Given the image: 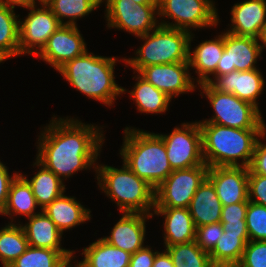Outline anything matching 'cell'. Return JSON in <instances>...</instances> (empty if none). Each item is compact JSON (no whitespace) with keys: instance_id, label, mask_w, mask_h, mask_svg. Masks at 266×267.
I'll return each mask as SVG.
<instances>
[{"instance_id":"6da1fadb","label":"cell","mask_w":266,"mask_h":267,"mask_svg":"<svg viewBox=\"0 0 266 267\" xmlns=\"http://www.w3.org/2000/svg\"><path fill=\"white\" fill-rule=\"evenodd\" d=\"M44 128L38 136L36 155L44 167L63 181L77 171L96 168L104 142L102 127L54 116Z\"/></svg>"},{"instance_id":"7a4b0ae2","label":"cell","mask_w":266,"mask_h":267,"mask_svg":"<svg viewBox=\"0 0 266 267\" xmlns=\"http://www.w3.org/2000/svg\"><path fill=\"white\" fill-rule=\"evenodd\" d=\"M198 124L202 135L203 158L208 167L249 168L258 137L265 138L266 135V129H239L215 123Z\"/></svg>"},{"instance_id":"3957f363","label":"cell","mask_w":266,"mask_h":267,"mask_svg":"<svg viewBox=\"0 0 266 267\" xmlns=\"http://www.w3.org/2000/svg\"><path fill=\"white\" fill-rule=\"evenodd\" d=\"M117 58L88 53L67 61L57 71L70 85L88 98L112 106L117 96L127 90L115 81L114 68Z\"/></svg>"},{"instance_id":"277c9868","label":"cell","mask_w":266,"mask_h":267,"mask_svg":"<svg viewBox=\"0 0 266 267\" xmlns=\"http://www.w3.org/2000/svg\"><path fill=\"white\" fill-rule=\"evenodd\" d=\"M120 155L123 162L140 178L156 189L173 171L163 138L158 134L124 129Z\"/></svg>"},{"instance_id":"5b68a950","label":"cell","mask_w":266,"mask_h":267,"mask_svg":"<svg viewBox=\"0 0 266 267\" xmlns=\"http://www.w3.org/2000/svg\"><path fill=\"white\" fill-rule=\"evenodd\" d=\"M95 171L100 189L115 201L121 213L152 215L155 189L138 177L124 162L120 169L97 164Z\"/></svg>"},{"instance_id":"8992f818","label":"cell","mask_w":266,"mask_h":267,"mask_svg":"<svg viewBox=\"0 0 266 267\" xmlns=\"http://www.w3.org/2000/svg\"><path fill=\"white\" fill-rule=\"evenodd\" d=\"M151 32L139 36L145 42L136 50L137 56L122 59L126 66L138 73L143 67L151 65L189 62V40L192 32L161 25Z\"/></svg>"},{"instance_id":"52a82bcc","label":"cell","mask_w":266,"mask_h":267,"mask_svg":"<svg viewBox=\"0 0 266 267\" xmlns=\"http://www.w3.org/2000/svg\"><path fill=\"white\" fill-rule=\"evenodd\" d=\"M214 110L213 117L198 123H215L239 129H266L261 111L234 94L222 93L209 83L198 84Z\"/></svg>"},{"instance_id":"ba28073f","label":"cell","mask_w":266,"mask_h":267,"mask_svg":"<svg viewBox=\"0 0 266 267\" xmlns=\"http://www.w3.org/2000/svg\"><path fill=\"white\" fill-rule=\"evenodd\" d=\"M158 17L174 20H161L160 25L191 32V28L214 27L219 16L213 0H157Z\"/></svg>"},{"instance_id":"9c48e42d","label":"cell","mask_w":266,"mask_h":267,"mask_svg":"<svg viewBox=\"0 0 266 267\" xmlns=\"http://www.w3.org/2000/svg\"><path fill=\"white\" fill-rule=\"evenodd\" d=\"M206 164L173 170L155 189L154 208H189L199 186L207 178Z\"/></svg>"},{"instance_id":"30bf717a","label":"cell","mask_w":266,"mask_h":267,"mask_svg":"<svg viewBox=\"0 0 266 267\" xmlns=\"http://www.w3.org/2000/svg\"><path fill=\"white\" fill-rule=\"evenodd\" d=\"M104 1L109 28L121 29L139 37L160 25L155 17H158V4H138L133 0H102V3Z\"/></svg>"},{"instance_id":"8fae6325","label":"cell","mask_w":266,"mask_h":267,"mask_svg":"<svg viewBox=\"0 0 266 267\" xmlns=\"http://www.w3.org/2000/svg\"><path fill=\"white\" fill-rule=\"evenodd\" d=\"M164 141L172 170L188 169L205 164L202 135L198 122L183 123L169 134H159Z\"/></svg>"},{"instance_id":"7c38bea8","label":"cell","mask_w":266,"mask_h":267,"mask_svg":"<svg viewBox=\"0 0 266 267\" xmlns=\"http://www.w3.org/2000/svg\"><path fill=\"white\" fill-rule=\"evenodd\" d=\"M40 8L37 4L32 5L24 21L19 19V56L30 54L37 56L45 47L48 38L61 25L57 17L50 8L40 2Z\"/></svg>"},{"instance_id":"4fadbf2b","label":"cell","mask_w":266,"mask_h":267,"mask_svg":"<svg viewBox=\"0 0 266 267\" xmlns=\"http://www.w3.org/2000/svg\"><path fill=\"white\" fill-rule=\"evenodd\" d=\"M262 47L258 38L237 36L224 32V51L217 64V76L231 73L232 71H249L256 68L257 59L261 57Z\"/></svg>"},{"instance_id":"5bb4252c","label":"cell","mask_w":266,"mask_h":267,"mask_svg":"<svg viewBox=\"0 0 266 267\" xmlns=\"http://www.w3.org/2000/svg\"><path fill=\"white\" fill-rule=\"evenodd\" d=\"M189 69V62H176L143 67L137 74L172 99L196 89Z\"/></svg>"},{"instance_id":"9a60e30c","label":"cell","mask_w":266,"mask_h":267,"mask_svg":"<svg viewBox=\"0 0 266 267\" xmlns=\"http://www.w3.org/2000/svg\"><path fill=\"white\" fill-rule=\"evenodd\" d=\"M86 48L77 25H60L37 56L58 70L67 61L83 55Z\"/></svg>"},{"instance_id":"2e32d148","label":"cell","mask_w":266,"mask_h":267,"mask_svg":"<svg viewBox=\"0 0 266 267\" xmlns=\"http://www.w3.org/2000/svg\"><path fill=\"white\" fill-rule=\"evenodd\" d=\"M207 179L213 184L223 206L248 200V168L209 167Z\"/></svg>"},{"instance_id":"e0dca14e","label":"cell","mask_w":266,"mask_h":267,"mask_svg":"<svg viewBox=\"0 0 266 267\" xmlns=\"http://www.w3.org/2000/svg\"><path fill=\"white\" fill-rule=\"evenodd\" d=\"M210 85L222 92L230 93L239 99L247 101L258 109L257 99L264 89L265 81L259 69L249 71H232L210 80Z\"/></svg>"},{"instance_id":"ac0fdd59","label":"cell","mask_w":266,"mask_h":267,"mask_svg":"<svg viewBox=\"0 0 266 267\" xmlns=\"http://www.w3.org/2000/svg\"><path fill=\"white\" fill-rule=\"evenodd\" d=\"M153 215L143 213H122V217L112 228L110 236L103 237L108 244L130 254L144 248L146 218Z\"/></svg>"},{"instance_id":"d6986e66","label":"cell","mask_w":266,"mask_h":267,"mask_svg":"<svg viewBox=\"0 0 266 267\" xmlns=\"http://www.w3.org/2000/svg\"><path fill=\"white\" fill-rule=\"evenodd\" d=\"M231 29L227 32L245 37L260 38L266 24V0H244L231 10Z\"/></svg>"},{"instance_id":"ffe728a7","label":"cell","mask_w":266,"mask_h":267,"mask_svg":"<svg viewBox=\"0 0 266 267\" xmlns=\"http://www.w3.org/2000/svg\"><path fill=\"white\" fill-rule=\"evenodd\" d=\"M155 215L164 217L165 248L195 241L196 227L189 208H154Z\"/></svg>"},{"instance_id":"44dd1931","label":"cell","mask_w":266,"mask_h":267,"mask_svg":"<svg viewBox=\"0 0 266 267\" xmlns=\"http://www.w3.org/2000/svg\"><path fill=\"white\" fill-rule=\"evenodd\" d=\"M191 33L189 40V67H193L197 77L196 85L201 83H209L212 79V75L216 71L217 64L224 51V33L216 36L212 40L202 41L196 48L191 52V41L194 38Z\"/></svg>"},{"instance_id":"7402d4cb","label":"cell","mask_w":266,"mask_h":267,"mask_svg":"<svg viewBox=\"0 0 266 267\" xmlns=\"http://www.w3.org/2000/svg\"><path fill=\"white\" fill-rule=\"evenodd\" d=\"M28 221L29 223L21 224V226L24 229L29 246L57 250L64 257L75 253L73 250L61 247L63 234L44 212L41 211L33 215Z\"/></svg>"},{"instance_id":"603a6c76","label":"cell","mask_w":266,"mask_h":267,"mask_svg":"<svg viewBox=\"0 0 266 267\" xmlns=\"http://www.w3.org/2000/svg\"><path fill=\"white\" fill-rule=\"evenodd\" d=\"M58 230L64 231L74 228L91 218L90 209H86L76 198L64 193L42 209Z\"/></svg>"},{"instance_id":"cb8c5ba5","label":"cell","mask_w":266,"mask_h":267,"mask_svg":"<svg viewBox=\"0 0 266 267\" xmlns=\"http://www.w3.org/2000/svg\"><path fill=\"white\" fill-rule=\"evenodd\" d=\"M223 205L213 184L206 178L199 186L189 205L195 227L221 221Z\"/></svg>"},{"instance_id":"d4e9b609","label":"cell","mask_w":266,"mask_h":267,"mask_svg":"<svg viewBox=\"0 0 266 267\" xmlns=\"http://www.w3.org/2000/svg\"><path fill=\"white\" fill-rule=\"evenodd\" d=\"M39 167V171L29 180L26 175L21 174L32 188L34 197L41 210L53 202L65 192V185L62 179L52 171L44 167L37 160L33 166Z\"/></svg>"},{"instance_id":"484cf974","label":"cell","mask_w":266,"mask_h":267,"mask_svg":"<svg viewBox=\"0 0 266 267\" xmlns=\"http://www.w3.org/2000/svg\"><path fill=\"white\" fill-rule=\"evenodd\" d=\"M37 207L32 188L20 172L10 185L7 203L1 215H9L11 218L14 217L12 214H17L30 218L39 213L34 212Z\"/></svg>"},{"instance_id":"4316f807","label":"cell","mask_w":266,"mask_h":267,"mask_svg":"<svg viewBox=\"0 0 266 267\" xmlns=\"http://www.w3.org/2000/svg\"><path fill=\"white\" fill-rule=\"evenodd\" d=\"M83 249V260L89 267H129L131 254L108 244L102 238Z\"/></svg>"},{"instance_id":"83f0119b","label":"cell","mask_w":266,"mask_h":267,"mask_svg":"<svg viewBox=\"0 0 266 267\" xmlns=\"http://www.w3.org/2000/svg\"><path fill=\"white\" fill-rule=\"evenodd\" d=\"M249 234H233L223 232L220 239L209 254L215 267H235L241 260Z\"/></svg>"},{"instance_id":"f1b7e54d","label":"cell","mask_w":266,"mask_h":267,"mask_svg":"<svg viewBox=\"0 0 266 267\" xmlns=\"http://www.w3.org/2000/svg\"><path fill=\"white\" fill-rule=\"evenodd\" d=\"M136 76L137 82L133 90L129 91V94L134 99L133 101H135L138 111L146 114L165 113L172 99L139 74Z\"/></svg>"},{"instance_id":"f546056e","label":"cell","mask_w":266,"mask_h":267,"mask_svg":"<svg viewBox=\"0 0 266 267\" xmlns=\"http://www.w3.org/2000/svg\"><path fill=\"white\" fill-rule=\"evenodd\" d=\"M11 223L0 229V262L8 267L29 247L26 234L21 224Z\"/></svg>"},{"instance_id":"4dcf8cb0","label":"cell","mask_w":266,"mask_h":267,"mask_svg":"<svg viewBox=\"0 0 266 267\" xmlns=\"http://www.w3.org/2000/svg\"><path fill=\"white\" fill-rule=\"evenodd\" d=\"M53 14L57 17L61 25L76 26V20L83 18L98 6L100 7L102 0H46L44 2ZM68 18V21L63 19Z\"/></svg>"},{"instance_id":"1f68e13d","label":"cell","mask_w":266,"mask_h":267,"mask_svg":"<svg viewBox=\"0 0 266 267\" xmlns=\"http://www.w3.org/2000/svg\"><path fill=\"white\" fill-rule=\"evenodd\" d=\"M18 17L14 8L0 5V54L6 59L19 55Z\"/></svg>"},{"instance_id":"d6a6232c","label":"cell","mask_w":266,"mask_h":267,"mask_svg":"<svg viewBox=\"0 0 266 267\" xmlns=\"http://www.w3.org/2000/svg\"><path fill=\"white\" fill-rule=\"evenodd\" d=\"M174 267H215L210 255L192 241L189 243L174 244L166 247Z\"/></svg>"},{"instance_id":"836d02e7","label":"cell","mask_w":266,"mask_h":267,"mask_svg":"<svg viewBox=\"0 0 266 267\" xmlns=\"http://www.w3.org/2000/svg\"><path fill=\"white\" fill-rule=\"evenodd\" d=\"M64 259L57 250L29 246L8 267H61Z\"/></svg>"},{"instance_id":"e575fe53","label":"cell","mask_w":266,"mask_h":267,"mask_svg":"<svg viewBox=\"0 0 266 267\" xmlns=\"http://www.w3.org/2000/svg\"><path fill=\"white\" fill-rule=\"evenodd\" d=\"M247 231L249 241H266V207L248 202L246 211Z\"/></svg>"},{"instance_id":"d590c367","label":"cell","mask_w":266,"mask_h":267,"mask_svg":"<svg viewBox=\"0 0 266 267\" xmlns=\"http://www.w3.org/2000/svg\"><path fill=\"white\" fill-rule=\"evenodd\" d=\"M235 267H266V241H249Z\"/></svg>"},{"instance_id":"8d00e7d4","label":"cell","mask_w":266,"mask_h":267,"mask_svg":"<svg viewBox=\"0 0 266 267\" xmlns=\"http://www.w3.org/2000/svg\"><path fill=\"white\" fill-rule=\"evenodd\" d=\"M223 232L224 230L220 222L196 227L195 241L204 252L210 254L214 250Z\"/></svg>"},{"instance_id":"74e56055","label":"cell","mask_w":266,"mask_h":267,"mask_svg":"<svg viewBox=\"0 0 266 267\" xmlns=\"http://www.w3.org/2000/svg\"><path fill=\"white\" fill-rule=\"evenodd\" d=\"M248 200L266 207V176L252 173L249 168Z\"/></svg>"},{"instance_id":"f35d334b","label":"cell","mask_w":266,"mask_h":267,"mask_svg":"<svg viewBox=\"0 0 266 267\" xmlns=\"http://www.w3.org/2000/svg\"><path fill=\"white\" fill-rule=\"evenodd\" d=\"M247 207L248 202L223 206L220 222H246Z\"/></svg>"},{"instance_id":"ab89813d","label":"cell","mask_w":266,"mask_h":267,"mask_svg":"<svg viewBox=\"0 0 266 267\" xmlns=\"http://www.w3.org/2000/svg\"><path fill=\"white\" fill-rule=\"evenodd\" d=\"M249 170L252 173L266 176V144L258 139Z\"/></svg>"},{"instance_id":"60d3db41","label":"cell","mask_w":266,"mask_h":267,"mask_svg":"<svg viewBox=\"0 0 266 267\" xmlns=\"http://www.w3.org/2000/svg\"><path fill=\"white\" fill-rule=\"evenodd\" d=\"M18 174L17 172L10 176L7 166L0 161V214L6 206L10 185Z\"/></svg>"},{"instance_id":"b9f144b4","label":"cell","mask_w":266,"mask_h":267,"mask_svg":"<svg viewBox=\"0 0 266 267\" xmlns=\"http://www.w3.org/2000/svg\"><path fill=\"white\" fill-rule=\"evenodd\" d=\"M157 252H154L146 245L144 248L131 254L129 267H152Z\"/></svg>"},{"instance_id":"7bdbcfd3","label":"cell","mask_w":266,"mask_h":267,"mask_svg":"<svg viewBox=\"0 0 266 267\" xmlns=\"http://www.w3.org/2000/svg\"><path fill=\"white\" fill-rule=\"evenodd\" d=\"M225 233L248 234L246 222H220Z\"/></svg>"},{"instance_id":"ee69618b","label":"cell","mask_w":266,"mask_h":267,"mask_svg":"<svg viewBox=\"0 0 266 267\" xmlns=\"http://www.w3.org/2000/svg\"><path fill=\"white\" fill-rule=\"evenodd\" d=\"M152 267H174L172 258L168 251L165 249L164 252H157Z\"/></svg>"},{"instance_id":"f6af8a7d","label":"cell","mask_w":266,"mask_h":267,"mask_svg":"<svg viewBox=\"0 0 266 267\" xmlns=\"http://www.w3.org/2000/svg\"><path fill=\"white\" fill-rule=\"evenodd\" d=\"M36 0H0V5L12 7L15 9V6L28 8L32 5H35L37 2Z\"/></svg>"},{"instance_id":"bcb514c9","label":"cell","mask_w":266,"mask_h":267,"mask_svg":"<svg viewBox=\"0 0 266 267\" xmlns=\"http://www.w3.org/2000/svg\"><path fill=\"white\" fill-rule=\"evenodd\" d=\"M74 253H72V254H70L69 256H67V257H65V259L63 260V262H62V265H61V267H73V265H72V261H71V259L73 260V257H74V255H73ZM77 263V264H76ZM74 265V267H89L85 262H84V260H82V261H78V262H76Z\"/></svg>"},{"instance_id":"7dc6e473","label":"cell","mask_w":266,"mask_h":267,"mask_svg":"<svg viewBox=\"0 0 266 267\" xmlns=\"http://www.w3.org/2000/svg\"><path fill=\"white\" fill-rule=\"evenodd\" d=\"M259 40L261 42L260 45H261L262 50H263L264 48H266V24L264 25V28H263V31H262V34H261Z\"/></svg>"},{"instance_id":"c3c4849f","label":"cell","mask_w":266,"mask_h":267,"mask_svg":"<svg viewBox=\"0 0 266 267\" xmlns=\"http://www.w3.org/2000/svg\"><path fill=\"white\" fill-rule=\"evenodd\" d=\"M138 4H157V0H133Z\"/></svg>"},{"instance_id":"681fc988","label":"cell","mask_w":266,"mask_h":267,"mask_svg":"<svg viewBox=\"0 0 266 267\" xmlns=\"http://www.w3.org/2000/svg\"><path fill=\"white\" fill-rule=\"evenodd\" d=\"M5 60H7V59L3 55L0 54V63H2Z\"/></svg>"},{"instance_id":"f907efd6","label":"cell","mask_w":266,"mask_h":267,"mask_svg":"<svg viewBox=\"0 0 266 267\" xmlns=\"http://www.w3.org/2000/svg\"><path fill=\"white\" fill-rule=\"evenodd\" d=\"M46 0H38V2L40 3V2H45Z\"/></svg>"}]
</instances>
